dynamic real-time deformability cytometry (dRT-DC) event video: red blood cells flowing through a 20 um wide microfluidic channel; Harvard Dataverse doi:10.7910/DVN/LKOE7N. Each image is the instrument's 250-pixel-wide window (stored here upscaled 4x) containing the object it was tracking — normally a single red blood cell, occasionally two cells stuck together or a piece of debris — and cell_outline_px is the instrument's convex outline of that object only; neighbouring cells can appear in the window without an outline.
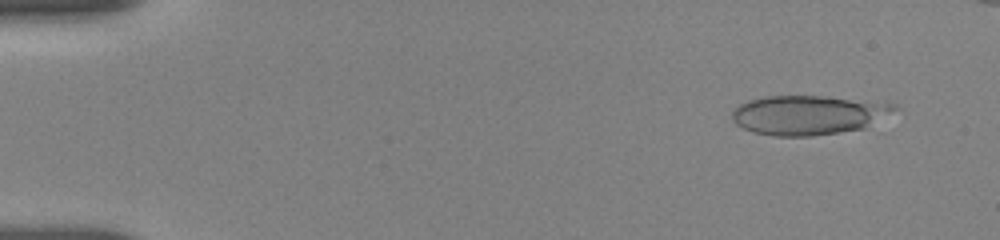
{"species": "human", "species_latin": "Homo sapiens", "temperature_condition": "room temperature", "stored_images_in_passage": 17, "camera_frame_rate_fps": 3000, "um_per_image_px": 0.085, "donor": {"sex": "female"}, "frame": {"image": 1, "passage_image": 4, "time_ms": 1.0, "image_size_px": [1000, 240], "cell_outline_px": [[876, 108], [864, 128], [812, 136], [772, 136], [752, 132], [736, 124], [732, 120], [732, 112], [740, 104], [748, 100], [764, 96], [824, 96], [872, 104]], "centroid_in_image_um": [68.13, 9.81], "position_along_channel_um": 16.9, "area_um2": 33.99}}